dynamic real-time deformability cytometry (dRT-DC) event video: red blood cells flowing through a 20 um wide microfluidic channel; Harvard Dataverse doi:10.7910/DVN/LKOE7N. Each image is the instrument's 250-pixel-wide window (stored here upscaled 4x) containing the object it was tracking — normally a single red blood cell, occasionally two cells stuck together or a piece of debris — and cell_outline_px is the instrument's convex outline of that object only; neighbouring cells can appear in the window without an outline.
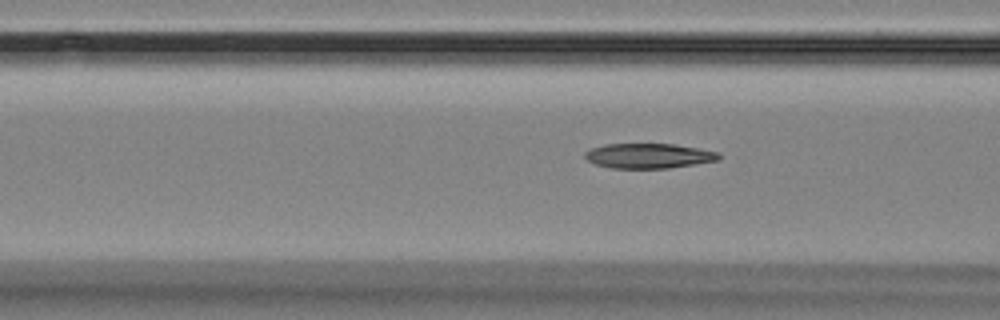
{"species": "Egyptian fruit bat (a non-hibernating species)", "species_latin": "Rousettus aegyptiacus", "temperature_condition": "room temperature", "stored_images_in_passage": 6, "camera_frame_rate_fps": 3000, "um_per_image_px": 0.085, "animal": {"sex": "female"}, "frame": {"image": 1, "passage_image": 6, "time_ms": 6.667, "image_size_px": [1000, 320], "cell_outline_px": [[720, 160], [668, 168], [612, 168], [596, 164], [588, 160], [584, 156], [584, 152], [592, 148], [604, 144], [672, 144], [720, 152]], "centroid_in_image_um": [55.14, 13.24], "position_along_channel_um": 111.5, "area_um2": 19.31}}